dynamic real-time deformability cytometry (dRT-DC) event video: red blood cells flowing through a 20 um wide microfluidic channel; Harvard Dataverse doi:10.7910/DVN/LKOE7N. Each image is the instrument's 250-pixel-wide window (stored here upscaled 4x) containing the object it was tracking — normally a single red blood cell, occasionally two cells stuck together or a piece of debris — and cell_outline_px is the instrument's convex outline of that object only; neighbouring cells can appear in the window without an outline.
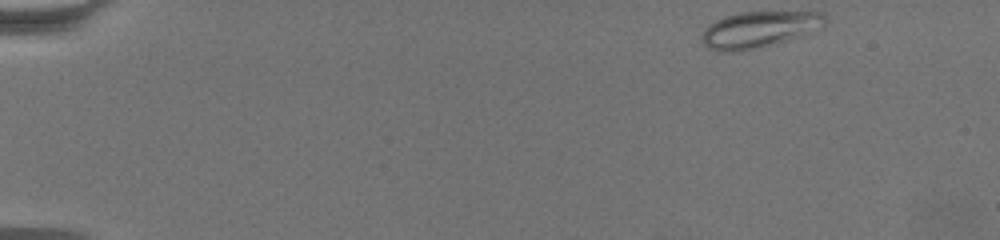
{"species": "common noctule bat (a hibernating species)", "species_latin": "Nyctalus noctula", "temperature_condition": "warm", "stored_images_in_passage": 57, "camera_frame_rate_fps": 3000, "um_per_image_px": 0.085, "animal": {"sex": "female", "body_mass_g": 19.5, "forearm_length_mm": 54.1}, "frame": {"image": 1, "passage_image": 1, "time_ms": 0.0, "image_size_px": [1000, 240], "cell_outline_px": [[828, 20], [824, 28], [804, 36], [740, 52], [720, 52], [708, 48], [700, 40], [700, 36], [704, 28], [708, 24], [724, 16], [740, 12], [824, 12]], "centroid_in_image_um": [64.55, 2.51], "position_along_channel_um": 20.5, "area_um2": 26.7}}
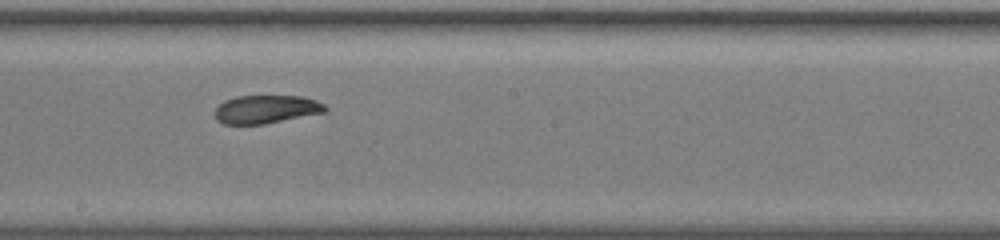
{"frame": {"image": 2, "passage_image": 31, "time_ms": 10.0, "image_size_px": [1000, 240], "cell_outline_px": [[328, 112], [264, 124], [224, 124], [216, 120], [212, 112], [224, 100], [236, 96], [300, 96], [316, 100], [324, 104], [328, 108]], "centroid_in_image_um": [22.62, 9.29], "position_along_channel_um": 225.6, "area_um2": 18.44}}
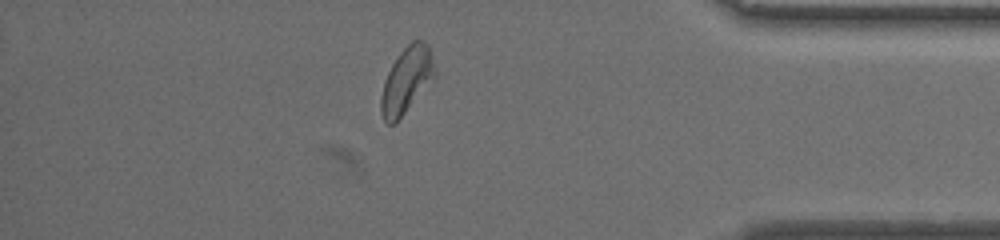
{"frame": {"image": 3, "passage_image": 49, "time_ms": 16.0, "image_size_px": [1000, 240], "cell_outline_px": [[436, 76], [404, 112], [392, 124], [388, 124], [384, 120], [380, 112], [380, 96], [384, 80], [392, 64], [400, 52], [412, 40], [424, 40], [428, 44], [436, 72]], "centroid_in_image_um": [34.55, 6.78], "position_along_channel_um": 400.7, "area_um2": 20.35}, "authors_computed_cell_mechanics": {"area_um2": 20.5768, "velocity_mm_per_s": 3.3617, "shape_relaxation_time_tau1_ms": null, "shape_relaxation_time_tau2_ms": 5.3465, "deformation_change_tau1": null, "deformation_change_tau2": 0.1031}}